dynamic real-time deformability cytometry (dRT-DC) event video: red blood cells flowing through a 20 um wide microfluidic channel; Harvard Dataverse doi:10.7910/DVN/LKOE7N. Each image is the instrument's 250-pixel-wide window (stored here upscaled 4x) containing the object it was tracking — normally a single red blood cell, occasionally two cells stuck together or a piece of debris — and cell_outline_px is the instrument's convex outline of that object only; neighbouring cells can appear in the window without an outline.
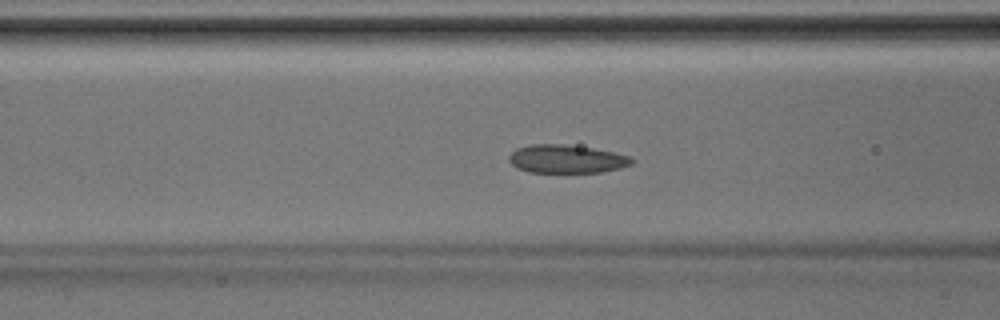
{"species": "Egyptian fruit bat (a non-hibernating species)", "species_latin": "Rousettus aegyptiacus", "temperature_condition": "room temperature", "stored_images_in_passage": 33, "segment_of_instrument_passage": [1, 2], "camera_frame_rate_fps": 3000, "um_per_image_px": 0.085, "animal": {"sex": "male"}, "frame": {"image": 1, "passage_image": 7, "time_ms": 2.0, "image_size_px": [1000, 320], "cell_outline_px": [[636, 160], [632, 164], [620, 168], [600, 172], [528, 172], [516, 168], [508, 160], [508, 156], [516, 148], [532, 144], [564, 144], [592, 148], [632, 156]], "centroid_in_image_um": [48.16, 13.51], "position_along_channel_um": 118.4, "area_um2": 20.35}}
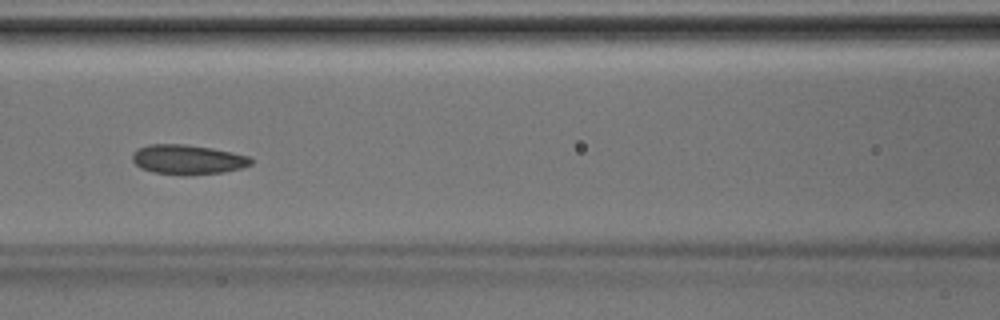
{"frame": {"image": 2, "passage_image": 9, "time_ms": 2.667, "image_size_px": [1000, 320], "cell_outline_px": [[256, 160], [252, 164], [240, 168], [224, 172], [184, 176], [152, 172], [140, 168], [132, 160], [132, 152], [148, 144], [184, 144], [212, 148], [232, 152], [248, 156]], "centroid_in_image_um": [15.96, 13.57], "position_along_channel_um": 150.6, "area_um2": 20.75}}
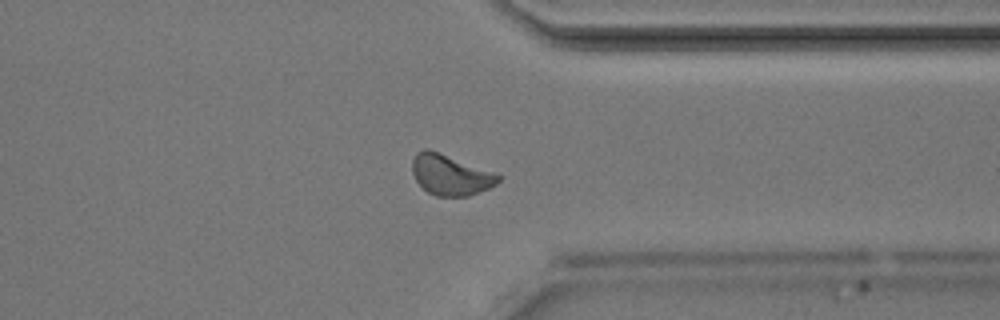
{"frame": {"image": 3, "passage_image": 23, "time_ms": 7.333, "image_size_px": [1000, 320], "cell_outline_px": [[500, 180], [496, 184], [488, 188], [468, 196], [436, 196], [428, 192], [416, 180], [412, 172], [412, 160], [416, 152], [424, 148], [428, 148], [496, 172], [500, 176]], "centroid_in_image_um": [38.28, 14.84], "position_along_channel_um": 373.1, "area_um2": 20.4}}